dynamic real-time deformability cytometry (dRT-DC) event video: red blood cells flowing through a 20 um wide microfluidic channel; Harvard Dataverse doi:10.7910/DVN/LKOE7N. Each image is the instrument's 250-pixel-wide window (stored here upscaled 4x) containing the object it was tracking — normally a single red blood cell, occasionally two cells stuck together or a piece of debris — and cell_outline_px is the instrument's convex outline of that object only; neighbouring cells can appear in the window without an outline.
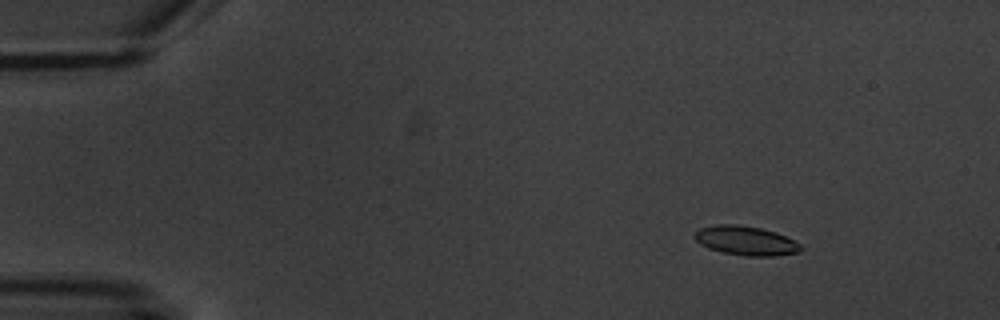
{"species": "common noctule bat (a hibernating species)", "species_latin": "Nyctalus noctula", "temperature_condition": "warm", "stored_images_in_passage": 6, "camera_frame_rate_fps": 3000, "um_per_image_px": 0.085, "animal": {"sex": "male", "body_mass_g": 20.1, "forearm_length_mm": 53.5}, "frame": {"image": 1, "passage_image": 3, "time_ms": 2.333, "image_size_px": [1000, 320], "cell_outline_px": [[804, 248], [800, 252], [772, 256], [744, 256], [724, 252], [708, 248], [700, 244], [692, 236], [700, 228], [716, 224], [736, 224], [760, 228], [776, 232], [800, 244]], "centroid_in_image_um": [63.38, 20.46], "position_along_channel_um": 21.6, "area_um2": 18.03}}